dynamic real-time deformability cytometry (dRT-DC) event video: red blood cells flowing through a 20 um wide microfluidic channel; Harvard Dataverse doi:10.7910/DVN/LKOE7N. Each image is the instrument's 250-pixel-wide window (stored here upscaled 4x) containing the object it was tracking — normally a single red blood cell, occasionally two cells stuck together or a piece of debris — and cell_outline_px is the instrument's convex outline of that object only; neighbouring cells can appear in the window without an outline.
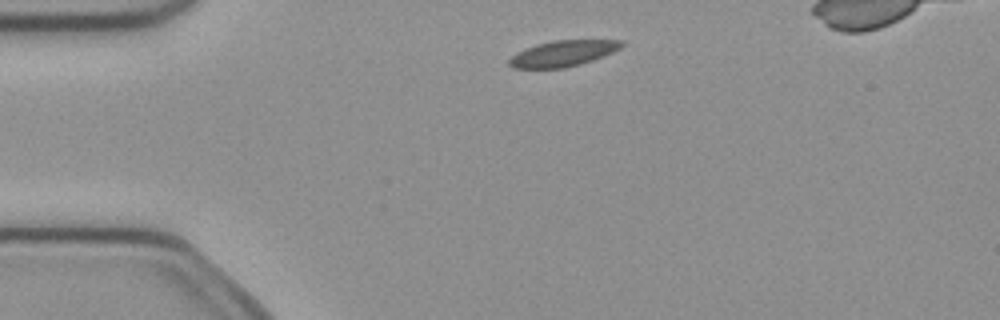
{"species": "common noctule bat (a hibernating species)", "species_latin": "Nyctalus noctula", "temperature_condition": "cold", "stored_images_in_passage": 3, "camera_frame_rate_fps": 3000, "um_per_image_px": 0.085, "animal": {"sex": "female", "body_mass_g": 21.9}, "frame": {"image": 1, "passage_image": 1, "time_ms": 0.0, "image_size_px": [1000, 320], "cell_outline_px": [[624, 44], [620, 48], [604, 56], [580, 64], [564, 68], [516, 68], [508, 64], [508, 60], [516, 52], [536, 44], [552, 40], [624, 40]], "centroid_in_image_um": [47.85, 4.53], "position_along_channel_um": 37.2, "area_um2": 16.94}}